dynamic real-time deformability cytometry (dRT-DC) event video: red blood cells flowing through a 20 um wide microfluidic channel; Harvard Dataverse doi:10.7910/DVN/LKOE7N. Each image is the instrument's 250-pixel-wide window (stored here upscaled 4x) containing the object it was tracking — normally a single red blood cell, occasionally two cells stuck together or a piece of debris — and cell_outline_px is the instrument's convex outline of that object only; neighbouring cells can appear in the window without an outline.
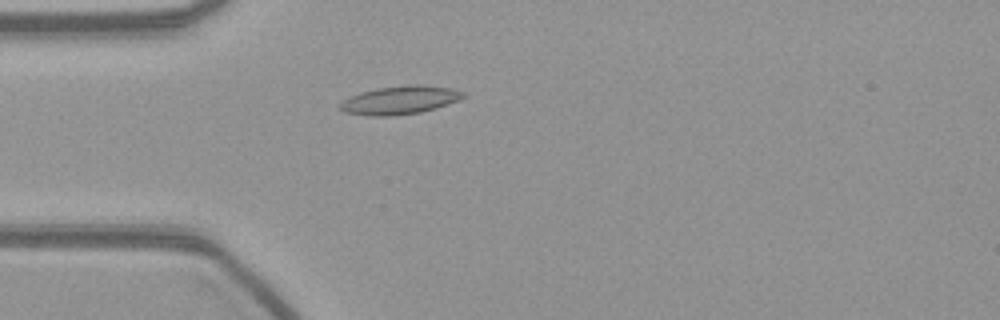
{"species": "common noctule bat (a hibernating species)", "species_latin": "Nyctalus noctula", "temperature_condition": "warm", "stored_images_in_passage": 55, "camera_frame_rate_fps": 3000, "um_per_image_px": 0.085, "animal": {"sex": "female", "body_mass_g": 21.9}, "frame": {"image": 1, "passage_image": 15, "time_ms": 4.667, "image_size_px": [1000, 320], "cell_outline_px": [[468, 96], [460, 100], [436, 108], [420, 112], [392, 116], [368, 116], [344, 112], [336, 108], [348, 96], [360, 92], [376, 88], [408, 84], [420, 84], [452, 88], [464, 92]], "centroid_in_image_um": [33.99, 8.5], "position_along_channel_um": 51.0, "area_um2": 20.75}}
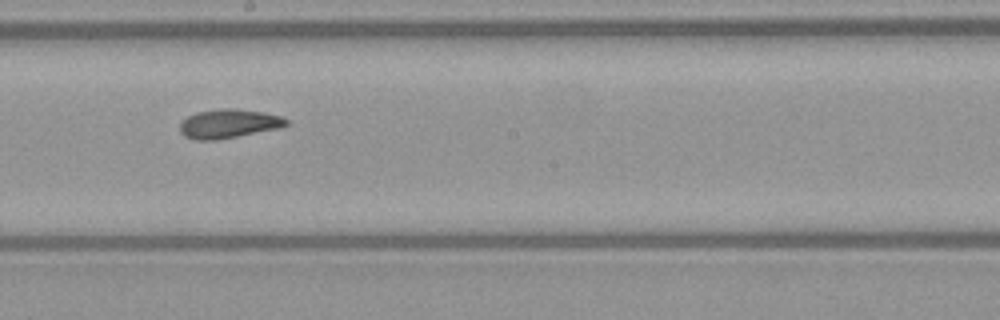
{"frame": {"image": 2, "passage_image": 30, "time_ms": 9.667, "image_size_px": [1000, 320], "cell_outline_px": [[288, 124], [280, 128], [216, 140], [196, 140], [184, 136], [180, 132], [180, 124], [188, 116], [196, 112], [224, 108], [228, 108], [264, 112], [280, 116], [288, 120]], "centroid_in_image_um": [19.43, 10.51], "position_along_channel_um": 228.8, "area_um2": 17.8}}
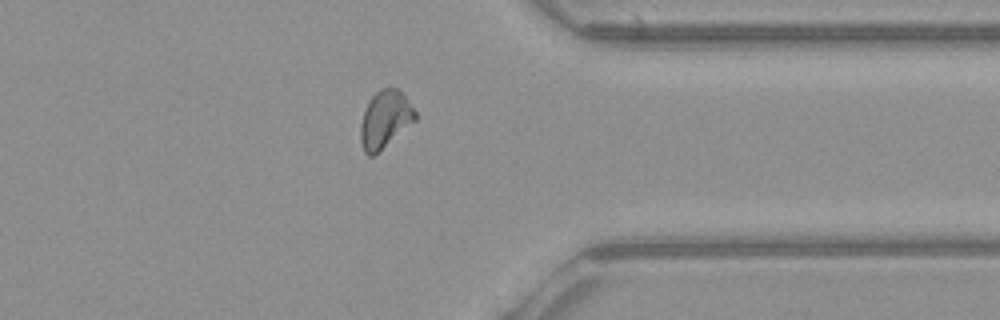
{"frame": {"image": 3, "passage_image": 43, "time_ms": 14.0, "image_size_px": [1000, 320], "cell_outline_px": [[416, 120], [372, 156], [368, 156], [364, 152], [360, 140], [360, 124], [364, 112], [372, 96], [380, 88], [400, 88], [416, 112]], "centroid_in_image_um": [32.73, 10.12], "position_along_channel_um": 378.7, "area_um2": 18.03}}